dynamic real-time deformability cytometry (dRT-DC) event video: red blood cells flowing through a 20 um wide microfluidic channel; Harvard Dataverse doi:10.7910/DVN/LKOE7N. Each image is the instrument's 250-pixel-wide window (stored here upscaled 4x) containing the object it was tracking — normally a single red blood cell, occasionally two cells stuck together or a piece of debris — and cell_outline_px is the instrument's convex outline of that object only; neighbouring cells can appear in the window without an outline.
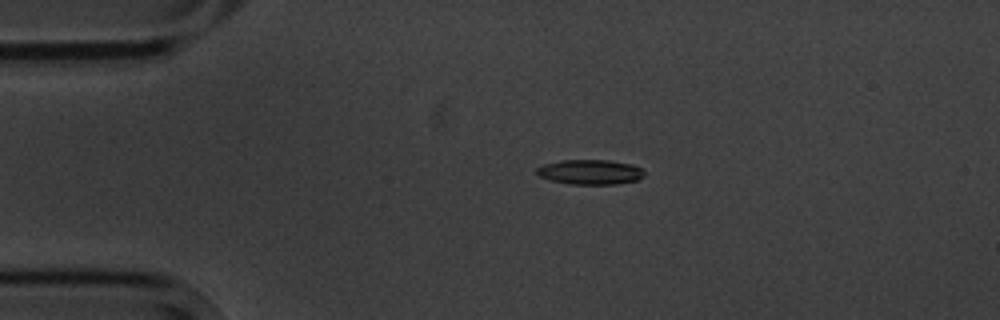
{"species": "common noctule bat (a hibernating species)", "species_latin": "Nyctalus noctula", "temperature_condition": "cold", "stored_images_in_passage": 5, "camera_frame_rate_fps": 3000, "um_per_image_px": 0.085, "animal": {"sex": "male", "body_mass_g": 20.1, "forearm_length_mm": 53.5}, "frame": {"image": 1, "passage_image": 4, "time_ms": 3.667, "image_size_px": [1000, 320], "cell_outline_px": [[644, 176], [636, 180], [616, 184], [568, 184], [548, 180], [540, 176], [536, 172], [536, 168], [544, 164], [560, 160], [608, 160], [632, 164], [640, 168], [644, 172]], "centroid_in_image_um": [50.13, 14.62], "position_along_channel_um": 34.9, "area_um2": 15.61}}